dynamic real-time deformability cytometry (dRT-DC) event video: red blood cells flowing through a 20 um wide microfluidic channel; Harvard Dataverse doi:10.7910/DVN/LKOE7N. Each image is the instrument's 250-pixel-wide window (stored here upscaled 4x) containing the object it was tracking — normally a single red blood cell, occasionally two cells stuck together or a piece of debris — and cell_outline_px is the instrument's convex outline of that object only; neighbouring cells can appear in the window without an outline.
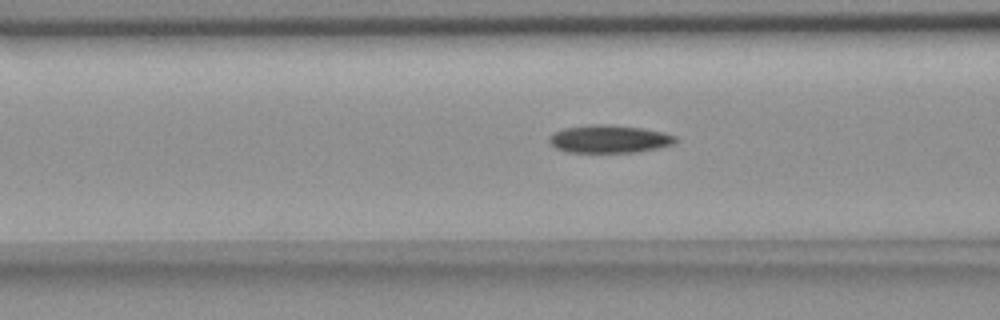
{"species": "common noctule bat (a hibernating species)", "species_latin": "Nyctalus noctula", "temperature_condition": "room temperature", "stored_images_in_passage": 38, "camera_frame_rate_fps": 3000, "um_per_image_px": 0.085, "animal": {"sex": "female", "body_mass_g": 18.4}, "frame": {"image": 1, "passage_image": 4, "time_ms": 1.0, "image_size_px": [1000, 320], "cell_outline_px": [[676, 140], [672, 144], [656, 148], [636, 152], [568, 152], [556, 148], [548, 140], [548, 136], [552, 132], [564, 128], [592, 124], [608, 124], [640, 128], [664, 132], [676, 136]], "centroid_in_image_um": [51.74, 11.8], "position_along_channel_um": 114.9, "area_um2": 20.4}}
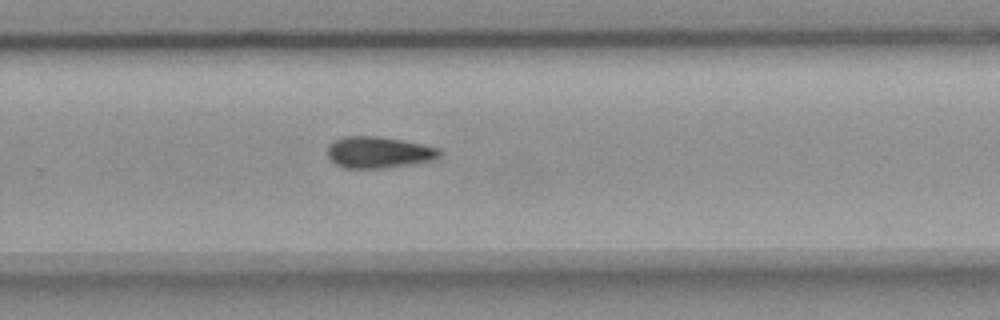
{"frame": {"image": 2, "passage_image": 19, "time_ms": 6.0, "image_size_px": [1000, 320], "cell_outline_px": [[440, 156], [436, 160], [388, 168], [344, 168], [336, 164], [328, 156], [328, 144], [332, 140], [344, 136], [376, 136], [400, 140], [440, 148]], "centroid_in_image_um": [32.18, 12.95], "position_along_channel_um": 297.6, "area_um2": 20.63}}
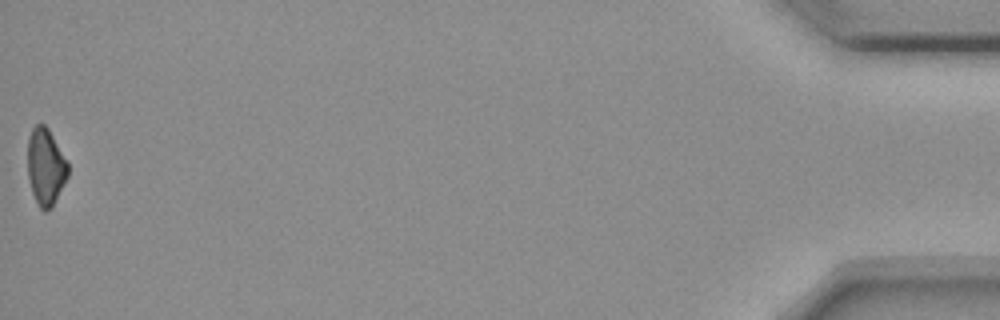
{"frame": {"image": 3, "passage_image": 38, "time_ms": 12.333, "image_size_px": [1000, 320], "cell_outline_px": [[68, 176], [52, 208], [48, 212], [44, 212], [40, 208], [32, 192], [28, 176], [28, 140], [32, 128], [36, 124], [44, 124], [48, 128], [68, 164]], "centroid_in_image_um": [3.88, 14.21], "position_along_channel_um": 431.3, "area_um2": 17.92}}